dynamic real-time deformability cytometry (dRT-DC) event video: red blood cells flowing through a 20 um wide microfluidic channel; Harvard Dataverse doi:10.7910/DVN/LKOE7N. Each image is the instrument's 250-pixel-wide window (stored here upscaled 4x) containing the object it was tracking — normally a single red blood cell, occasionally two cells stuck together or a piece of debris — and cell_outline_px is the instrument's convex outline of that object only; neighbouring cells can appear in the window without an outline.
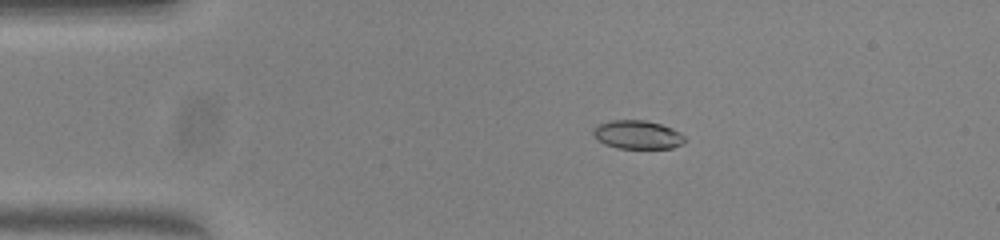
{"species": "common noctule bat (a hibernating species)", "species_latin": "Nyctalus noctula", "temperature_condition": "warm", "stored_images_in_passage": 44, "camera_frame_rate_fps": 3000, "um_per_image_px": 0.085, "animal": {"sex": "female", "body_mass_g": 23.0, "forearm_length_mm": 53.4}, "frame": {"image": 1, "passage_image": 1, "time_ms": 0.0, "image_size_px": [1000, 240], "cell_outline_px": [[688, 140], [672, 148], [616, 148], [604, 144], [596, 140], [592, 132], [592, 128], [600, 124], [612, 120], [644, 120], [660, 124], [672, 128], [680, 132]], "centroid_in_image_um": [54.17, 11.45], "position_along_channel_um": 30.8, "area_um2": 15.32}}
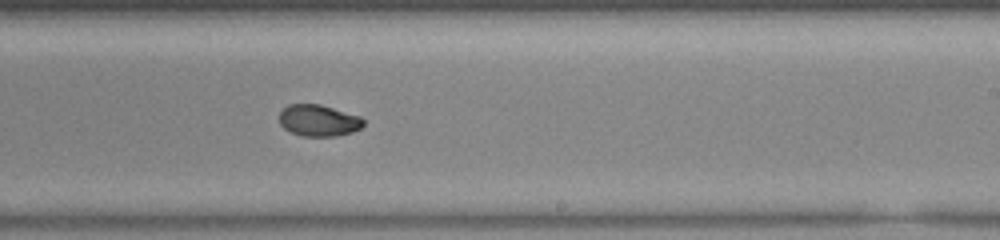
{"frame": {"image": 2, "passage_image": 23, "time_ms": 7.333, "image_size_px": [1000, 240], "cell_outline_px": [[364, 124], [360, 128], [352, 132], [336, 136], [300, 136], [284, 128], [280, 124], [280, 112], [288, 104], [320, 104], [360, 116], [364, 120]], "centroid_in_image_um": [27.08, 10.24], "position_along_channel_um": 261.9, "area_um2": 15.43}}
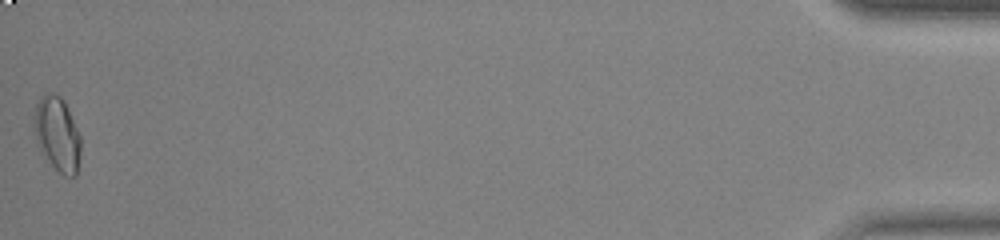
{"frame": {"image": 3, "passage_image": 44, "time_ms": 14.333, "image_size_px": [1000, 240], "cell_outline_px": [[80, 156], [76, 176], [64, 176], [40, 152], [36, 140], [36, 104], [48, 92], [60, 96], [64, 100], [80, 136]], "centroid_in_image_um": [4.9, 11.43], "position_along_channel_um": 430.3, "area_um2": 19.59}, "authors_computed_cell_mechanics": {"area_um2": 16.1551, "velocity_mm_per_s": 3.8474, "shape_relaxation_time_tau1_ms": null, "shape_relaxation_time_tau2_ms": 1.4278, "deformation_change_tau1": null, "deformation_change_tau2": 0.0395}}